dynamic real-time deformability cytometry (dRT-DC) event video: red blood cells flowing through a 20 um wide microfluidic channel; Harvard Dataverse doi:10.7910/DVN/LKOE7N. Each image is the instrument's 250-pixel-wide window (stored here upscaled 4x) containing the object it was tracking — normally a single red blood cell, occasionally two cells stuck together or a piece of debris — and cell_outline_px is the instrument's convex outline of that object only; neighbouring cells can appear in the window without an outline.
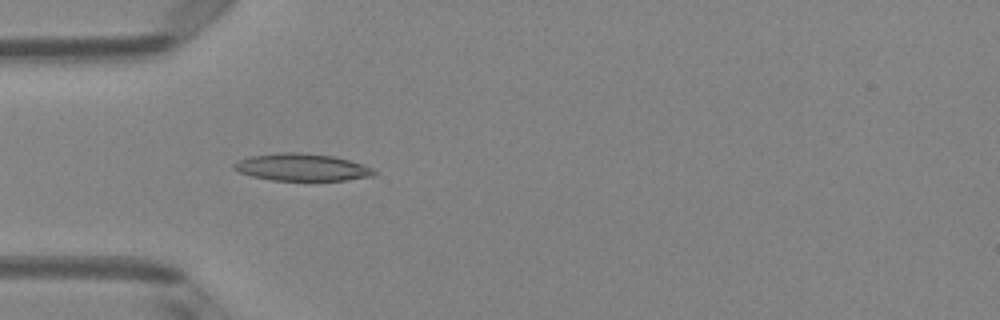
{"species": "Egyptian fruit bat (a non-hibernating species)", "species_latin": "Rousettus aegyptiacus", "temperature_condition": "room temperature", "stored_images_in_passage": 50, "camera_frame_rate_fps": 3000, "um_per_image_px": 0.085, "animal": {"sex": "female"}, "frame": {"image": 1, "passage_image": 15, "time_ms": 4.667, "image_size_px": [1000, 320], "cell_outline_px": [[376, 172], [372, 176], [344, 180], [272, 180], [252, 176], [240, 172], [232, 168], [232, 164], [248, 156], [280, 152], [300, 152], [332, 156], [348, 160], [372, 168]], "centroid_in_image_um": [25.61, 14.21], "position_along_channel_um": 59.4, "area_um2": 22.02}}
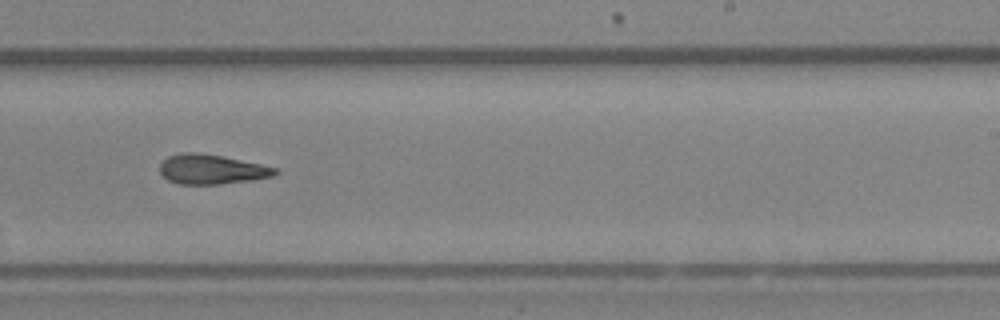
{"frame": {"image": 2, "passage_image": 31, "time_ms": 10.0, "image_size_px": [1000, 320], "cell_outline_px": [[280, 172], [272, 176], [252, 180], [220, 184], [180, 184], [168, 180], [160, 172], [160, 164], [168, 156], [180, 152], [196, 152], [220, 156], [260, 164], [276, 168]], "centroid_in_image_um": [17.97, 14.39], "position_along_channel_um": 271.0, "area_um2": 19.77}}
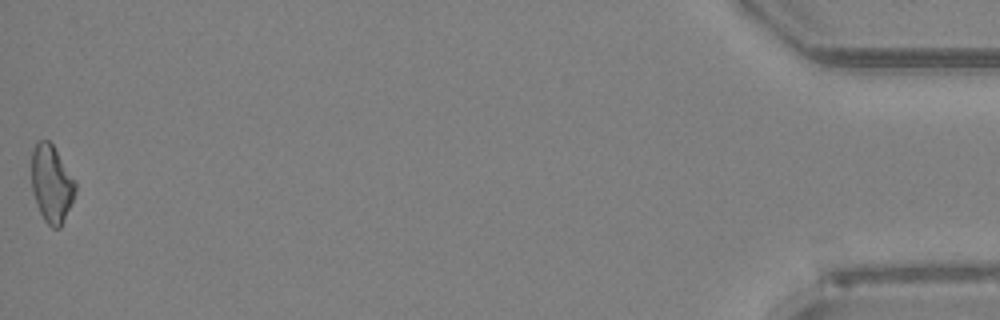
{"frame": {"image": 3, "passage_image": 50, "time_ms": 16.333, "image_size_px": [1000, 320], "cell_outline_px": [[76, 192], [60, 228], [52, 228], [44, 220], [36, 204], [32, 192], [32, 148], [36, 140], [48, 140], [52, 144], [76, 180]], "centroid_in_image_um": [4.38, 15.6], "position_along_channel_um": 430.8, "area_um2": 19.88}, "authors_computed_cell_mechanics": {"area_um2": 20.3456, "velocity_mm_per_s": 4.0409, "shape_relaxation_time_tau1_ms": 3.5401, "shape_relaxation_time_tau2_ms": 3.14, "deformation_change_tau1": 0.1312, "deformation_change_tau2": 0.1334}}